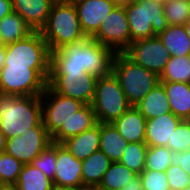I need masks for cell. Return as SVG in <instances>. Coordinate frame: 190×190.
Here are the masks:
<instances>
[{
	"mask_svg": "<svg viewBox=\"0 0 190 190\" xmlns=\"http://www.w3.org/2000/svg\"><path fill=\"white\" fill-rule=\"evenodd\" d=\"M139 176L143 190H170L165 172L144 169Z\"/></svg>",
	"mask_w": 190,
	"mask_h": 190,
	"instance_id": "36",
	"label": "cell"
},
{
	"mask_svg": "<svg viewBox=\"0 0 190 190\" xmlns=\"http://www.w3.org/2000/svg\"><path fill=\"white\" fill-rule=\"evenodd\" d=\"M7 143V138L4 136V134L0 131V153L5 150Z\"/></svg>",
	"mask_w": 190,
	"mask_h": 190,
	"instance_id": "43",
	"label": "cell"
},
{
	"mask_svg": "<svg viewBox=\"0 0 190 190\" xmlns=\"http://www.w3.org/2000/svg\"><path fill=\"white\" fill-rule=\"evenodd\" d=\"M75 158L85 160L94 151L99 150L100 123L77 136L71 137L61 143Z\"/></svg>",
	"mask_w": 190,
	"mask_h": 190,
	"instance_id": "18",
	"label": "cell"
},
{
	"mask_svg": "<svg viewBox=\"0 0 190 190\" xmlns=\"http://www.w3.org/2000/svg\"><path fill=\"white\" fill-rule=\"evenodd\" d=\"M166 92L171 112L181 120H190V84L160 82Z\"/></svg>",
	"mask_w": 190,
	"mask_h": 190,
	"instance_id": "20",
	"label": "cell"
},
{
	"mask_svg": "<svg viewBox=\"0 0 190 190\" xmlns=\"http://www.w3.org/2000/svg\"><path fill=\"white\" fill-rule=\"evenodd\" d=\"M5 47H6V44L4 43V41L0 35V49L5 48Z\"/></svg>",
	"mask_w": 190,
	"mask_h": 190,
	"instance_id": "47",
	"label": "cell"
},
{
	"mask_svg": "<svg viewBox=\"0 0 190 190\" xmlns=\"http://www.w3.org/2000/svg\"><path fill=\"white\" fill-rule=\"evenodd\" d=\"M147 148L145 142H130L127 144L119 162L139 175L145 168Z\"/></svg>",
	"mask_w": 190,
	"mask_h": 190,
	"instance_id": "29",
	"label": "cell"
},
{
	"mask_svg": "<svg viewBox=\"0 0 190 190\" xmlns=\"http://www.w3.org/2000/svg\"><path fill=\"white\" fill-rule=\"evenodd\" d=\"M170 56H190V40L184 25H168L157 35Z\"/></svg>",
	"mask_w": 190,
	"mask_h": 190,
	"instance_id": "23",
	"label": "cell"
},
{
	"mask_svg": "<svg viewBox=\"0 0 190 190\" xmlns=\"http://www.w3.org/2000/svg\"><path fill=\"white\" fill-rule=\"evenodd\" d=\"M16 190H56L53 180L31 164H24L14 185Z\"/></svg>",
	"mask_w": 190,
	"mask_h": 190,
	"instance_id": "25",
	"label": "cell"
},
{
	"mask_svg": "<svg viewBox=\"0 0 190 190\" xmlns=\"http://www.w3.org/2000/svg\"><path fill=\"white\" fill-rule=\"evenodd\" d=\"M165 174L170 190H185L190 184L189 175L179 165L171 164Z\"/></svg>",
	"mask_w": 190,
	"mask_h": 190,
	"instance_id": "37",
	"label": "cell"
},
{
	"mask_svg": "<svg viewBox=\"0 0 190 190\" xmlns=\"http://www.w3.org/2000/svg\"><path fill=\"white\" fill-rule=\"evenodd\" d=\"M170 161L173 165H179L190 177V150L172 152Z\"/></svg>",
	"mask_w": 190,
	"mask_h": 190,
	"instance_id": "38",
	"label": "cell"
},
{
	"mask_svg": "<svg viewBox=\"0 0 190 190\" xmlns=\"http://www.w3.org/2000/svg\"><path fill=\"white\" fill-rule=\"evenodd\" d=\"M115 52L92 38L69 43L51 52L50 76H78L87 73L97 78L112 71Z\"/></svg>",
	"mask_w": 190,
	"mask_h": 190,
	"instance_id": "1",
	"label": "cell"
},
{
	"mask_svg": "<svg viewBox=\"0 0 190 190\" xmlns=\"http://www.w3.org/2000/svg\"><path fill=\"white\" fill-rule=\"evenodd\" d=\"M5 57H6L5 48H2L0 49V72L5 66Z\"/></svg>",
	"mask_w": 190,
	"mask_h": 190,
	"instance_id": "42",
	"label": "cell"
},
{
	"mask_svg": "<svg viewBox=\"0 0 190 190\" xmlns=\"http://www.w3.org/2000/svg\"><path fill=\"white\" fill-rule=\"evenodd\" d=\"M32 32L25 20L15 12L6 15L0 20V35L5 44L24 39Z\"/></svg>",
	"mask_w": 190,
	"mask_h": 190,
	"instance_id": "26",
	"label": "cell"
},
{
	"mask_svg": "<svg viewBox=\"0 0 190 190\" xmlns=\"http://www.w3.org/2000/svg\"><path fill=\"white\" fill-rule=\"evenodd\" d=\"M57 1H60V2H73L75 0H57Z\"/></svg>",
	"mask_w": 190,
	"mask_h": 190,
	"instance_id": "49",
	"label": "cell"
},
{
	"mask_svg": "<svg viewBox=\"0 0 190 190\" xmlns=\"http://www.w3.org/2000/svg\"><path fill=\"white\" fill-rule=\"evenodd\" d=\"M56 189L79 187L83 185L82 161L75 158L62 144L56 143Z\"/></svg>",
	"mask_w": 190,
	"mask_h": 190,
	"instance_id": "15",
	"label": "cell"
},
{
	"mask_svg": "<svg viewBox=\"0 0 190 190\" xmlns=\"http://www.w3.org/2000/svg\"><path fill=\"white\" fill-rule=\"evenodd\" d=\"M56 190H100V189L97 187L90 188V187H86V186L82 185L79 187L61 188V189H56Z\"/></svg>",
	"mask_w": 190,
	"mask_h": 190,
	"instance_id": "41",
	"label": "cell"
},
{
	"mask_svg": "<svg viewBox=\"0 0 190 190\" xmlns=\"http://www.w3.org/2000/svg\"><path fill=\"white\" fill-rule=\"evenodd\" d=\"M4 67L50 69L51 52L40 31H33L24 39L6 44Z\"/></svg>",
	"mask_w": 190,
	"mask_h": 190,
	"instance_id": "8",
	"label": "cell"
},
{
	"mask_svg": "<svg viewBox=\"0 0 190 190\" xmlns=\"http://www.w3.org/2000/svg\"><path fill=\"white\" fill-rule=\"evenodd\" d=\"M13 12L12 0H0V20Z\"/></svg>",
	"mask_w": 190,
	"mask_h": 190,
	"instance_id": "39",
	"label": "cell"
},
{
	"mask_svg": "<svg viewBox=\"0 0 190 190\" xmlns=\"http://www.w3.org/2000/svg\"><path fill=\"white\" fill-rule=\"evenodd\" d=\"M159 79L160 82H184L190 84V56H170Z\"/></svg>",
	"mask_w": 190,
	"mask_h": 190,
	"instance_id": "28",
	"label": "cell"
},
{
	"mask_svg": "<svg viewBox=\"0 0 190 190\" xmlns=\"http://www.w3.org/2000/svg\"><path fill=\"white\" fill-rule=\"evenodd\" d=\"M190 145V120H181L173 131L172 144L167 147L172 152H183Z\"/></svg>",
	"mask_w": 190,
	"mask_h": 190,
	"instance_id": "35",
	"label": "cell"
},
{
	"mask_svg": "<svg viewBox=\"0 0 190 190\" xmlns=\"http://www.w3.org/2000/svg\"><path fill=\"white\" fill-rule=\"evenodd\" d=\"M54 0H12L13 12L32 29L40 31L46 24Z\"/></svg>",
	"mask_w": 190,
	"mask_h": 190,
	"instance_id": "17",
	"label": "cell"
},
{
	"mask_svg": "<svg viewBox=\"0 0 190 190\" xmlns=\"http://www.w3.org/2000/svg\"><path fill=\"white\" fill-rule=\"evenodd\" d=\"M184 28H185L186 34L189 36V40H190V19L184 24Z\"/></svg>",
	"mask_w": 190,
	"mask_h": 190,
	"instance_id": "45",
	"label": "cell"
},
{
	"mask_svg": "<svg viewBox=\"0 0 190 190\" xmlns=\"http://www.w3.org/2000/svg\"><path fill=\"white\" fill-rule=\"evenodd\" d=\"M131 43L157 36L168 27L163 4L134 0L125 5Z\"/></svg>",
	"mask_w": 190,
	"mask_h": 190,
	"instance_id": "5",
	"label": "cell"
},
{
	"mask_svg": "<svg viewBox=\"0 0 190 190\" xmlns=\"http://www.w3.org/2000/svg\"><path fill=\"white\" fill-rule=\"evenodd\" d=\"M138 174L120 162H112L99 183L100 190H120Z\"/></svg>",
	"mask_w": 190,
	"mask_h": 190,
	"instance_id": "27",
	"label": "cell"
},
{
	"mask_svg": "<svg viewBox=\"0 0 190 190\" xmlns=\"http://www.w3.org/2000/svg\"><path fill=\"white\" fill-rule=\"evenodd\" d=\"M22 164L16 158L6 153H0V184L2 186H14L21 172Z\"/></svg>",
	"mask_w": 190,
	"mask_h": 190,
	"instance_id": "32",
	"label": "cell"
},
{
	"mask_svg": "<svg viewBox=\"0 0 190 190\" xmlns=\"http://www.w3.org/2000/svg\"><path fill=\"white\" fill-rule=\"evenodd\" d=\"M97 123L92 106L85 104L69 121L68 139L92 128Z\"/></svg>",
	"mask_w": 190,
	"mask_h": 190,
	"instance_id": "30",
	"label": "cell"
},
{
	"mask_svg": "<svg viewBox=\"0 0 190 190\" xmlns=\"http://www.w3.org/2000/svg\"><path fill=\"white\" fill-rule=\"evenodd\" d=\"M185 190H190V184L185 188Z\"/></svg>",
	"mask_w": 190,
	"mask_h": 190,
	"instance_id": "50",
	"label": "cell"
},
{
	"mask_svg": "<svg viewBox=\"0 0 190 190\" xmlns=\"http://www.w3.org/2000/svg\"><path fill=\"white\" fill-rule=\"evenodd\" d=\"M91 106L99 123H113L131 107L112 71L97 78Z\"/></svg>",
	"mask_w": 190,
	"mask_h": 190,
	"instance_id": "7",
	"label": "cell"
},
{
	"mask_svg": "<svg viewBox=\"0 0 190 190\" xmlns=\"http://www.w3.org/2000/svg\"><path fill=\"white\" fill-rule=\"evenodd\" d=\"M45 95L53 97L46 108L42 103V122L51 135L52 142L61 144L68 139L69 121L85 104L56 93L49 85L41 97H46Z\"/></svg>",
	"mask_w": 190,
	"mask_h": 190,
	"instance_id": "6",
	"label": "cell"
},
{
	"mask_svg": "<svg viewBox=\"0 0 190 190\" xmlns=\"http://www.w3.org/2000/svg\"><path fill=\"white\" fill-rule=\"evenodd\" d=\"M181 121L172 112L146 120L145 143L147 146L172 144L173 131Z\"/></svg>",
	"mask_w": 190,
	"mask_h": 190,
	"instance_id": "16",
	"label": "cell"
},
{
	"mask_svg": "<svg viewBox=\"0 0 190 190\" xmlns=\"http://www.w3.org/2000/svg\"><path fill=\"white\" fill-rule=\"evenodd\" d=\"M112 124L128 143L145 142L146 118L135 106H131Z\"/></svg>",
	"mask_w": 190,
	"mask_h": 190,
	"instance_id": "19",
	"label": "cell"
},
{
	"mask_svg": "<svg viewBox=\"0 0 190 190\" xmlns=\"http://www.w3.org/2000/svg\"><path fill=\"white\" fill-rule=\"evenodd\" d=\"M123 53L134 63L158 76L161 75L170 58L158 36L132 42Z\"/></svg>",
	"mask_w": 190,
	"mask_h": 190,
	"instance_id": "12",
	"label": "cell"
},
{
	"mask_svg": "<svg viewBox=\"0 0 190 190\" xmlns=\"http://www.w3.org/2000/svg\"><path fill=\"white\" fill-rule=\"evenodd\" d=\"M120 190H143L140 176L137 175L129 183H127V185H125L124 188H122Z\"/></svg>",
	"mask_w": 190,
	"mask_h": 190,
	"instance_id": "40",
	"label": "cell"
},
{
	"mask_svg": "<svg viewBox=\"0 0 190 190\" xmlns=\"http://www.w3.org/2000/svg\"><path fill=\"white\" fill-rule=\"evenodd\" d=\"M92 39L115 53H123L130 46L131 34L125 5H116L112 9L111 13L103 19V23Z\"/></svg>",
	"mask_w": 190,
	"mask_h": 190,
	"instance_id": "10",
	"label": "cell"
},
{
	"mask_svg": "<svg viewBox=\"0 0 190 190\" xmlns=\"http://www.w3.org/2000/svg\"><path fill=\"white\" fill-rule=\"evenodd\" d=\"M135 107L146 120L171 113L169 100L161 83L157 84Z\"/></svg>",
	"mask_w": 190,
	"mask_h": 190,
	"instance_id": "24",
	"label": "cell"
},
{
	"mask_svg": "<svg viewBox=\"0 0 190 190\" xmlns=\"http://www.w3.org/2000/svg\"><path fill=\"white\" fill-rule=\"evenodd\" d=\"M41 96H14L0 93V131L12 138L23 135L42 121Z\"/></svg>",
	"mask_w": 190,
	"mask_h": 190,
	"instance_id": "2",
	"label": "cell"
},
{
	"mask_svg": "<svg viewBox=\"0 0 190 190\" xmlns=\"http://www.w3.org/2000/svg\"><path fill=\"white\" fill-rule=\"evenodd\" d=\"M51 135L41 121L21 136L7 139L5 152L22 164H30L44 149L52 144Z\"/></svg>",
	"mask_w": 190,
	"mask_h": 190,
	"instance_id": "11",
	"label": "cell"
},
{
	"mask_svg": "<svg viewBox=\"0 0 190 190\" xmlns=\"http://www.w3.org/2000/svg\"><path fill=\"white\" fill-rule=\"evenodd\" d=\"M73 4L86 38H92L97 33L103 19L117 5L112 0H75Z\"/></svg>",
	"mask_w": 190,
	"mask_h": 190,
	"instance_id": "14",
	"label": "cell"
},
{
	"mask_svg": "<svg viewBox=\"0 0 190 190\" xmlns=\"http://www.w3.org/2000/svg\"><path fill=\"white\" fill-rule=\"evenodd\" d=\"M128 142L118 132L112 123H100L99 149L104 152L111 162H119Z\"/></svg>",
	"mask_w": 190,
	"mask_h": 190,
	"instance_id": "21",
	"label": "cell"
},
{
	"mask_svg": "<svg viewBox=\"0 0 190 190\" xmlns=\"http://www.w3.org/2000/svg\"><path fill=\"white\" fill-rule=\"evenodd\" d=\"M97 77L93 74L78 76H49L48 85L58 94L91 105Z\"/></svg>",
	"mask_w": 190,
	"mask_h": 190,
	"instance_id": "13",
	"label": "cell"
},
{
	"mask_svg": "<svg viewBox=\"0 0 190 190\" xmlns=\"http://www.w3.org/2000/svg\"><path fill=\"white\" fill-rule=\"evenodd\" d=\"M147 1H152V2H155V3L164 4L167 0H147Z\"/></svg>",
	"mask_w": 190,
	"mask_h": 190,
	"instance_id": "48",
	"label": "cell"
},
{
	"mask_svg": "<svg viewBox=\"0 0 190 190\" xmlns=\"http://www.w3.org/2000/svg\"><path fill=\"white\" fill-rule=\"evenodd\" d=\"M30 164L37 167L47 178L54 181L56 171V143L50 144Z\"/></svg>",
	"mask_w": 190,
	"mask_h": 190,
	"instance_id": "34",
	"label": "cell"
},
{
	"mask_svg": "<svg viewBox=\"0 0 190 190\" xmlns=\"http://www.w3.org/2000/svg\"><path fill=\"white\" fill-rule=\"evenodd\" d=\"M163 7L168 25H184L190 19L189 0H167Z\"/></svg>",
	"mask_w": 190,
	"mask_h": 190,
	"instance_id": "31",
	"label": "cell"
},
{
	"mask_svg": "<svg viewBox=\"0 0 190 190\" xmlns=\"http://www.w3.org/2000/svg\"><path fill=\"white\" fill-rule=\"evenodd\" d=\"M112 1H114L117 5H126L134 0H112Z\"/></svg>",
	"mask_w": 190,
	"mask_h": 190,
	"instance_id": "44",
	"label": "cell"
},
{
	"mask_svg": "<svg viewBox=\"0 0 190 190\" xmlns=\"http://www.w3.org/2000/svg\"><path fill=\"white\" fill-rule=\"evenodd\" d=\"M112 72L118 78L128 103L136 106L157 84L159 76L134 63L124 53H115Z\"/></svg>",
	"mask_w": 190,
	"mask_h": 190,
	"instance_id": "4",
	"label": "cell"
},
{
	"mask_svg": "<svg viewBox=\"0 0 190 190\" xmlns=\"http://www.w3.org/2000/svg\"><path fill=\"white\" fill-rule=\"evenodd\" d=\"M50 69L4 67L0 72V93L14 96H41L48 85Z\"/></svg>",
	"mask_w": 190,
	"mask_h": 190,
	"instance_id": "9",
	"label": "cell"
},
{
	"mask_svg": "<svg viewBox=\"0 0 190 190\" xmlns=\"http://www.w3.org/2000/svg\"><path fill=\"white\" fill-rule=\"evenodd\" d=\"M111 160L100 149L82 161V180L86 187H98L103 175L109 169Z\"/></svg>",
	"mask_w": 190,
	"mask_h": 190,
	"instance_id": "22",
	"label": "cell"
},
{
	"mask_svg": "<svg viewBox=\"0 0 190 190\" xmlns=\"http://www.w3.org/2000/svg\"><path fill=\"white\" fill-rule=\"evenodd\" d=\"M171 154L172 151L168 147L148 146L144 169L165 172L171 165Z\"/></svg>",
	"mask_w": 190,
	"mask_h": 190,
	"instance_id": "33",
	"label": "cell"
},
{
	"mask_svg": "<svg viewBox=\"0 0 190 190\" xmlns=\"http://www.w3.org/2000/svg\"><path fill=\"white\" fill-rule=\"evenodd\" d=\"M40 33L48 44L50 52L86 39L81 30L77 10L73 2L55 1L45 26Z\"/></svg>",
	"mask_w": 190,
	"mask_h": 190,
	"instance_id": "3",
	"label": "cell"
},
{
	"mask_svg": "<svg viewBox=\"0 0 190 190\" xmlns=\"http://www.w3.org/2000/svg\"><path fill=\"white\" fill-rule=\"evenodd\" d=\"M0 190H16L14 186H2Z\"/></svg>",
	"mask_w": 190,
	"mask_h": 190,
	"instance_id": "46",
	"label": "cell"
}]
</instances>
